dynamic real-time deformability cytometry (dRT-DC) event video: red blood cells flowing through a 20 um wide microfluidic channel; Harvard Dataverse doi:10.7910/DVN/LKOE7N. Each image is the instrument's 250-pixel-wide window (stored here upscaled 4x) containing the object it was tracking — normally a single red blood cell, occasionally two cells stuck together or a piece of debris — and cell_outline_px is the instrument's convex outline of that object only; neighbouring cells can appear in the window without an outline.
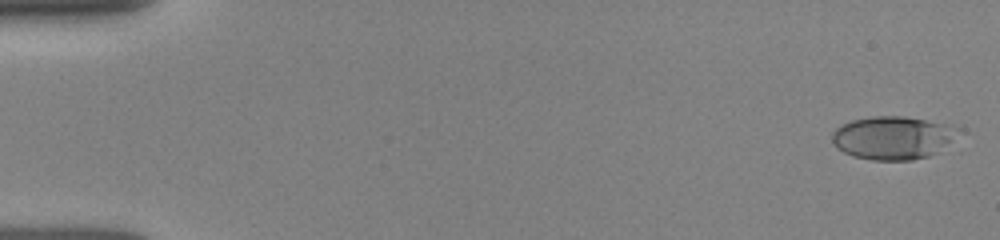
{"species": "human", "species_latin": "Homo sapiens", "temperature_condition": "room temperature", "stored_images_in_passage": 8, "camera_frame_rate_fps": 3000, "um_per_image_px": 0.085, "donor": {"sex": "female"}, "frame": {"image": 1, "passage_image": 1, "time_ms": 0.0, "image_size_px": [1000, 240], "cell_outline_px": [[952, 132], [948, 140], [936, 152], [928, 156], [912, 160], [872, 160], [852, 156], [836, 148], [832, 140], [832, 132], [840, 124], [852, 120], [872, 116], [904, 116], [944, 124], [952, 128]], "centroid_in_image_um": [75.7, 11.71], "position_along_channel_um": 9.3, "area_um2": 30.75}}
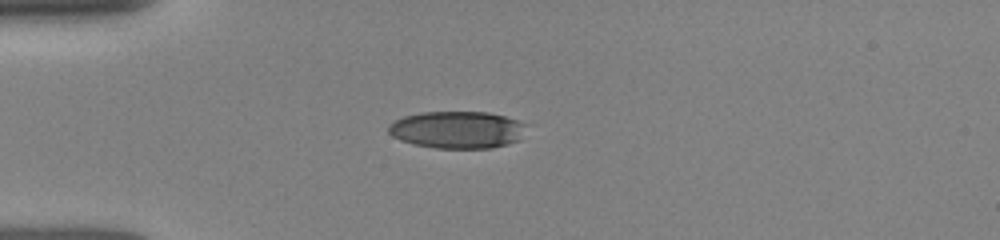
{"frame": {"image": 2, "passage_image": 6, "time_ms": 4.0, "image_size_px": [1000, 240], "cell_outline_px": [[528, 124], [520, 140], [508, 144], [492, 148], [436, 148], [412, 144], [400, 140], [392, 136], [388, 132], [388, 124], [404, 116], [420, 112], [488, 112], [504, 116]], "centroid_in_image_um": [38.87, 11.03], "position_along_channel_um": 46.1, "area_um2": 30.11}}
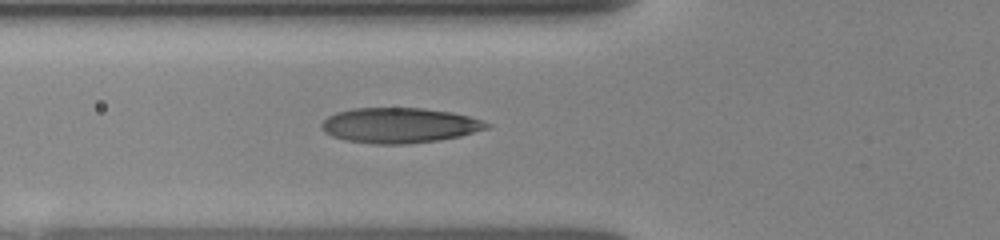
{"frame": {"image": 3, "passage_image": 8, "time_ms": 5.667, "image_size_px": [1000, 240], "cell_outline_px": [[492, 124], [488, 128], [460, 136], [436, 140], [404, 144], [372, 144], [348, 140], [332, 136], [324, 132], [320, 128], [320, 124], [328, 116], [336, 112], [352, 108], [420, 108], [452, 112], [468, 116]], "centroid_in_image_um": [33.91, 10.65], "position_along_channel_um": 91.9, "area_um2": 33.76}}